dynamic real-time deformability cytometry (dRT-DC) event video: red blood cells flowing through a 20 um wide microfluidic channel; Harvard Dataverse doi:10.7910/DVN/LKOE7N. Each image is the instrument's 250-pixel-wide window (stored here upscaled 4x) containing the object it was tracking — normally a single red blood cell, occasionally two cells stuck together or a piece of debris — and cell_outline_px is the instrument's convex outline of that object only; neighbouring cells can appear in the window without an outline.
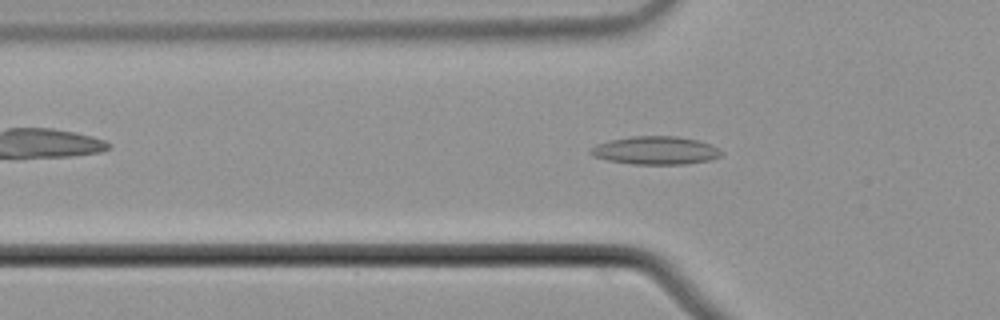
{"species": "common noctule bat (a hibernating species)", "species_latin": "Nyctalus noctula", "temperature_condition": "cold", "stored_images_in_passage": 56, "camera_frame_rate_fps": 3000, "um_per_image_px": 0.085, "animal": {"sex": "male", "body_mass_g": 21.5, "forearm_length_mm": 52.0}, "frame": {"image": 1, "passage_image": 19, "time_ms": 6.0, "image_size_px": [1000, 320], "cell_outline_px": [[724, 152], [720, 156], [712, 160], [688, 164], [632, 164], [608, 160], [592, 156], [588, 152], [596, 144], [608, 140], [632, 136], [676, 136], [696, 140], [712, 144]], "centroid_in_image_um": [55.74, 12.79], "position_along_channel_um": 70.1, "area_um2": 21.62}}
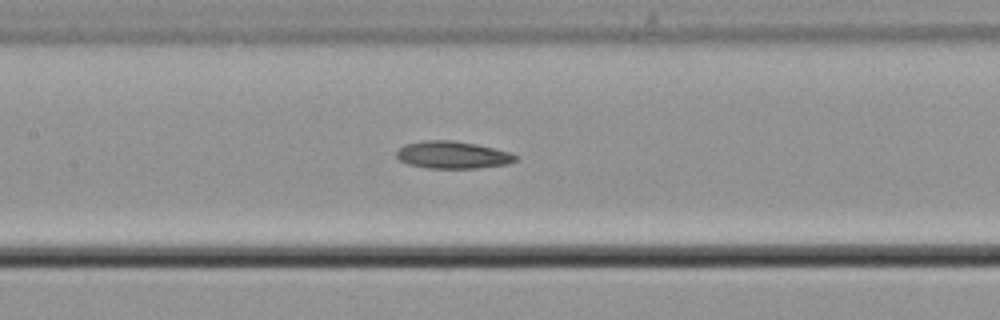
{"frame": {"image": 2, "passage_image": 27, "time_ms": 8.667, "image_size_px": [1000, 320], "cell_outline_px": [[516, 160], [508, 164], [476, 168], [428, 168], [408, 164], [400, 160], [396, 156], [396, 152], [404, 144], [424, 140], [452, 140], [476, 144], [508, 152], [516, 156]], "centroid_in_image_um": [38.43, 13.16], "position_along_channel_um": 169.0, "area_um2": 18.79}}
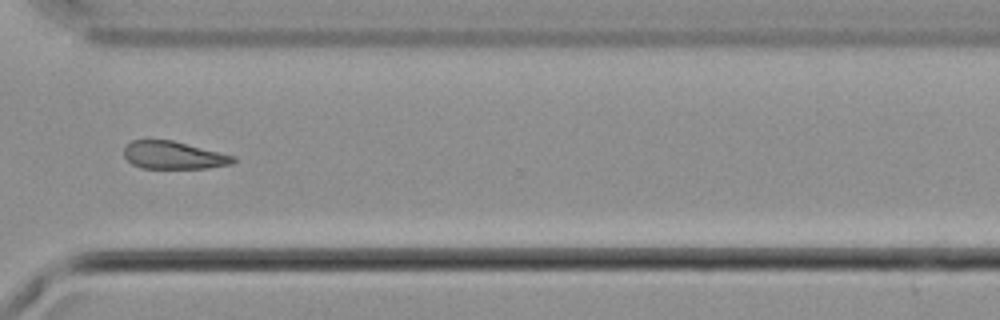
{"frame": {"image": 3, "passage_image": 42, "time_ms": 13.667, "image_size_px": [1000, 320], "cell_outline_px": [[236, 160], [232, 164], [208, 168], [140, 168], [132, 164], [124, 156], [124, 148], [132, 140], [172, 140], [236, 156]], "centroid_in_image_um": [14.76, 13.2], "position_along_channel_um": 355.8, "area_um2": 17.63}, "authors_computed_cell_mechanics": {"area_um2": 19.074, "velocity_mm_per_s": 3.7266, "shape_relaxation_time_tau1_ms": 3.1731, "shape_relaxation_time_tau2_ms": 4.0241, "deformation_change_tau1": 0.0669, "deformation_change_tau2": 0.1309}}